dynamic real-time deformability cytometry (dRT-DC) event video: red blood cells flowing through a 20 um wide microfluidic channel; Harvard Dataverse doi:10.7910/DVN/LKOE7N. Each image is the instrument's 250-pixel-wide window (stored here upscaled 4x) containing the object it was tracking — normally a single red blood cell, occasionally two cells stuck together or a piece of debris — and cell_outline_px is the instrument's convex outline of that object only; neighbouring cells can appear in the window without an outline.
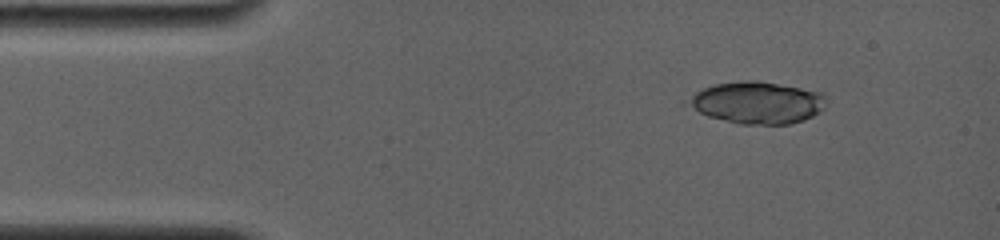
{"species": "common noctule bat (a hibernating species)", "species_latin": "Nyctalus noctula", "temperature_condition": "room temperature", "stored_images_in_passage": 3, "camera_frame_rate_fps": 4000, "um_per_image_px": 0.085, "animal": {"sex": "female", "body_mass_g": 19.0, "forearm_length_mm": 56.7}, "frame": {"image": 1, "passage_image": 1, "time_ms": 0.0, "image_size_px": [1000, 240], "cell_outline_px": [[824, 108], [820, 112], [804, 120], [788, 124], [736, 124], [708, 116], [684, 104], [696, 92], [704, 88], [716, 84], [744, 80], [756, 80], [824, 92]], "centroid_in_image_um": [64.37, 8.73], "position_along_channel_um": 20.6, "area_um2": 33.7}}